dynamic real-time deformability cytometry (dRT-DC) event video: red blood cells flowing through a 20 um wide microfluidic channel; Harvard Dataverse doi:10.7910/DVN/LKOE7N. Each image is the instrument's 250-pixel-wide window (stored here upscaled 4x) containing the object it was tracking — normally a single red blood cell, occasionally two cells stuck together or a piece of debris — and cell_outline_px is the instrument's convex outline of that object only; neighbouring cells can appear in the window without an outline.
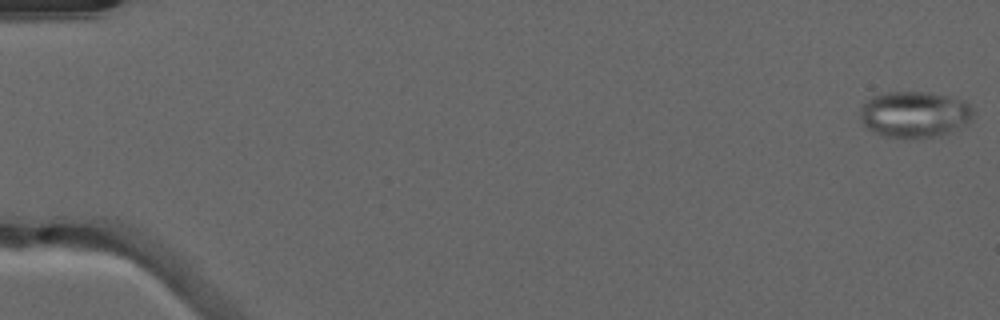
{"species": "common noctule bat (a hibernating species)", "species_latin": "Nyctalus noctula", "temperature_condition": "warm", "stored_images_in_passage": 30, "camera_frame_rate_fps": 3000, "um_per_image_px": 0.085, "animal": {"sex": "male", "forearm_length_mm": 52.5}, "frame": {"image": 1, "passage_image": 1, "time_ms": 0.0, "image_size_px": [1000, 320], "cell_outline_px": [[976, 112], [972, 120], [968, 124], [940, 136], [912, 140], [904, 140], [884, 136], [864, 128], [860, 124], [860, 108], [872, 96], [888, 92], [928, 92], [948, 96], [964, 100]], "centroid_in_image_um": [77.74, 9.76], "position_along_channel_um": 7.3, "area_um2": 31.44}}